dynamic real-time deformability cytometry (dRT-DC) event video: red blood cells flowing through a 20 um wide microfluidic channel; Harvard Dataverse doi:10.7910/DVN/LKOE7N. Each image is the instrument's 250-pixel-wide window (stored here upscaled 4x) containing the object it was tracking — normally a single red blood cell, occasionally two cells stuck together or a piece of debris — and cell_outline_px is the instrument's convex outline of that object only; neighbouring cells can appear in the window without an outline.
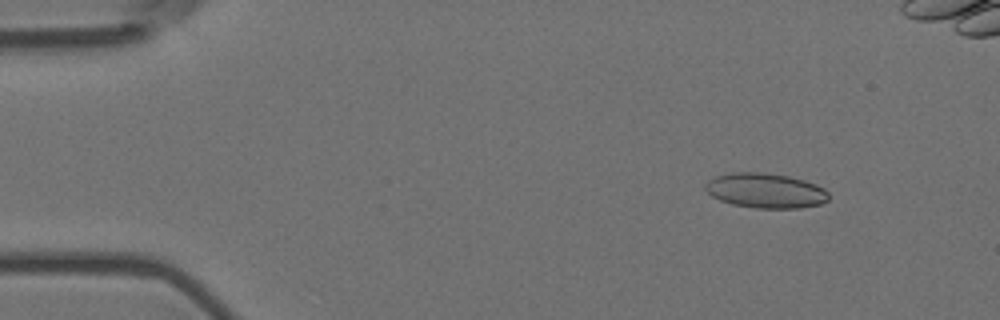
{"species": "Egyptian fruit bat (a non-hibernating species)", "species_latin": "Rousettus aegyptiacus", "temperature_condition": "room temperature", "stored_images_in_passage": 8, "camera_frame_rate_fps": 3000, "um_per_image_px": 0.085, "animal": {"sex": "female"}, "frame": {"image": 1, "passage_image": 2, "time_ms": 0.333, "image_size_px": [1000, 320], "cell_outline_px": [[828, 200], [820, 204], [800, 208], [756, 208], [732, 204], [720, 200], [712, 196], [704, 188], [704, 184], [708, 180], [716, 176], [732, 172], [760, 172], [788, 176], [804, 180], [816, 184], [824, 188], [828, 192]], "centroid_in_image_um": [65.06, 16.2], "position_along_channel_um": 19.9, "area_um2": 25.09}}
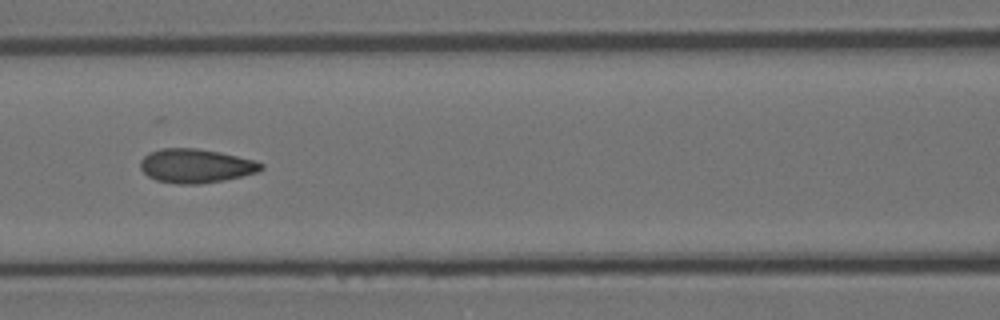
{"frame": {"image": 2, "passage_image": 7, "time_ms": 2.0, "image_size_px": [1000, 320], "cell_outline_px": [[264, 168], [256, 172], [224, 180], [200, 184], [180, 184], [156, 180], [148, 176], [140, 168], [140, 160], [148, 152], [160, 148], [196, 148], [220, 152], [256, 160], [264, 164]], "centroid_in_image_um": [16.63, 14.09], "position_along_channel_um": 150.0, "area_um2": 23.99}}
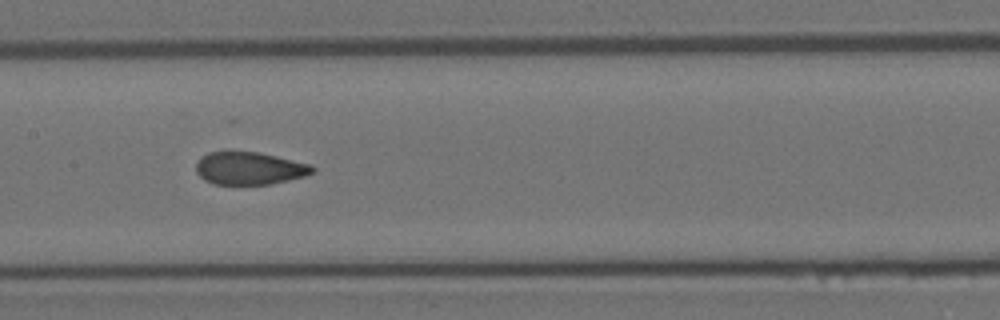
{"frame": {"image": 3, "passage_image": 8, "time_ms": 2.333, "image_size_px": [1000, 320], "cell_outline_px": [[316, 168], [312, 172], [304, 176], [268, 184], [212, 184], [204, 180], [196, 172], [196, 164], [200, 156], [208, 152], [256, 152], [276, 156], [312, 164]], "centroid_in_image_um": [21.17, 14.3], "position_along_channel_um": 186.2, "area_um2": 22.02}}